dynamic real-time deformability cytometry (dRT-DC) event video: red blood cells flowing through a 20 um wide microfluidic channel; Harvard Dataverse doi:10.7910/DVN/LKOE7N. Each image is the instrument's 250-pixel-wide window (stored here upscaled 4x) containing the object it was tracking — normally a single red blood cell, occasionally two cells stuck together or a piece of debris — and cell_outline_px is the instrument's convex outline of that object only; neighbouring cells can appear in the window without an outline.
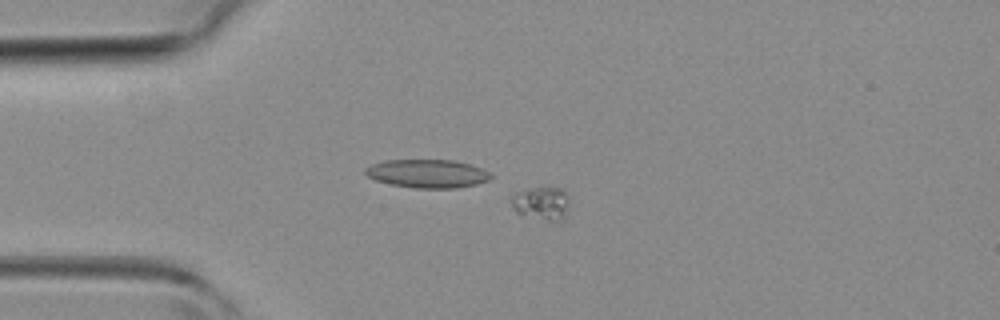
{"species": "common noctule bat (a hibernating species)", "species_latin": "Nyctalus noctula", "temperature_condition": "room temperature", "stored_images_in_passage": 34, "camera_frame_rate_fps": 3000, "um_per_image_px": 0.085, "animal": {"sex": "female", "body_mass_g": 19.3, "forearm_length_mm": 54.1}, "frame": {"image": 1, "passage_image": 1, "time_ms": 0.0, "image_size_px": [1000, 320], "cell_outline_px": [[568, 196], [564, 216], [560, 220], [548, 220], [520, 216], [512, 208], [512, 196], [516, 192], [536, 188], [560, 188]], "centroid_in_image_um": [45.96, 17.3], "position_along_channel_um": 39.0, "area_um2": 10.92}}
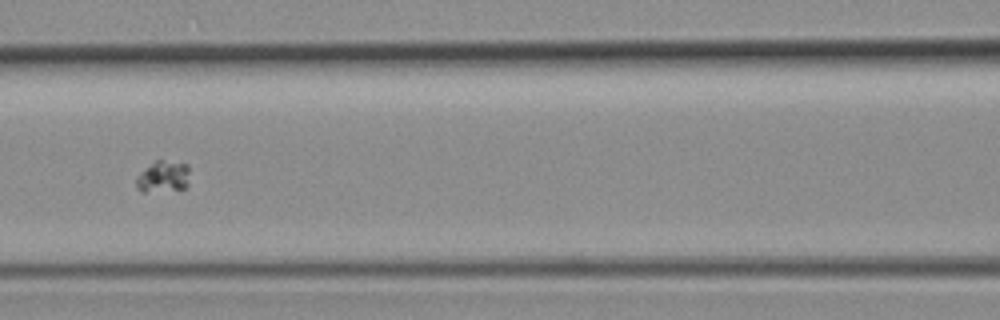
{"frame": {"image": 2, "passage_image": 10, "time_ms": 3.0, "image_size_px": [1000, 320], "cell_outline_px": [[188, 184], [180, 192], [140, 192], [136, 188], [136, 176], [156, 160], [160, 160], [188, 164]], "centroid_in_image_um": [13.87, 15.08], "position_along_channel_um": 152.7, "area_um2": 10.17}}
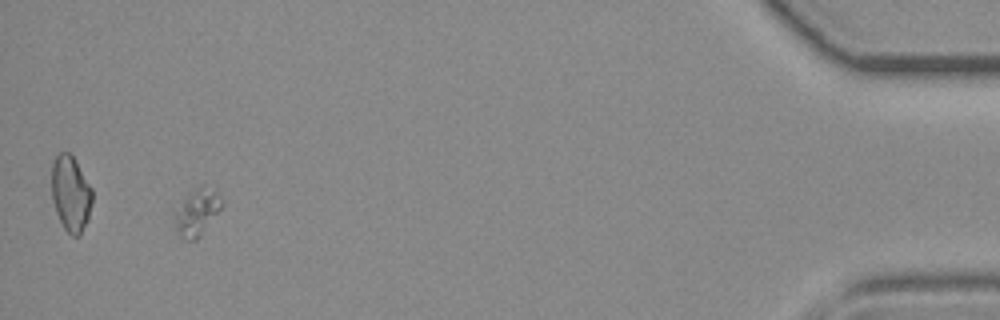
{"frame": {"image": 3, "passage_image": 32, "time_ms": 10.333, "image_size_px": [1000, 320], "cell_outline_px": [[224, 204], [200, 236], [196, 240], [188, 240], [180, 236], [176, 228], [176, 212], [188, 192], [204, 184], [216, 192], [224, 200]], "centroid_in_image_um": [16.79, 18.01], "position_along_channel_um": 418.4, "area_um2": 12.48}}